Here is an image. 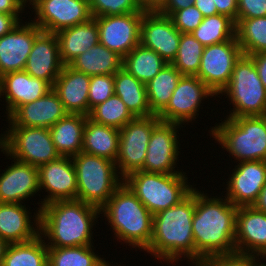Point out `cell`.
I'll return each mask as SVG.
<instances>
[{
  "label": "cell",
  "mask_w": 266,
  "mask_h": 266,
  "mask_svg": "<svg viewBox=\"0 0 266 266\" xmlns=\"http://www.w3.org/2000/svg\"><path fill=\"white\" fill-rule=\"evenodd\" d=\"M92 17L145 12L137 0H88Z\"/></svg>",
  "instance_id": "ab89813d"
},
{
  "label": "cell",
  "mask_w": 266,
  "mask_h": 266,
  "mask_svg": "<svg viewBox=\"0 0 266 266\" xmlns=\"http://www.w3.org/2000/svg\"><path fill=\"white\" fill-rule=\"evenodd\" d=\"M25 7L19 0H0V13L3 14H22Z\"/></svg>",
  "instance_id": "c3c4849f"
},
{
  "label": "cell",
  "mask_w": 266,
  "mask_h": 266,
  "mask_svg": "<svg viewBox=\"0 0 266 266\" xmlns=\"http://www.w3.org/2000/svg\"><path fill=\"white\" fill-rule=\"evenodd\" d=\"M119 129L93 122L87 118L82 151L116 161L119 148Z\"/></svg>",
  "instance_id": "f1b7e54d"
},
{
  "label": "cell",
  "mask_w": 266,
  "mask_h": 266,
  "mask_svg": "<svg viewBox=\"0 0 266 266\" xmlns=\"http://www.w3.org/2000/svg\"><path fill=\"white\" fill-rule=\"evenodd\" d=\"M31 19L42 31H58L82 24L92 17L88 0H39L32 6Z\"/></svg>",
  "instance_id": "5bb4252c"
},
{
  "label": "cell",
  "mask_w": 266,
  "mask_h": 266,
  "mask_svg": "<svg viewBox=\"0 0 266 266\" xmlns=\"http://www.w3.org/2000/svg\"><path fill=\"white\" fill-rule=\"evenodd\" d=\"M7 156L39 167L60 157L49 128L8 126Z\"/></svg>",
  "instance_id": "30bf717a"
},
{
  "label": "cell",
  "mask_w": 266,
  "mask_h": 266,
  "mask_svg": "<svg viewBox=\"0 0 266 266\" xmlns=\"http://www.w3.org/2000/svg\"><path fill=\"white\" fill-rule=\"evenodd\" d=\"M59 45V57L63 65H69L80 54L99 43L98 25L94 18L62 29L55 33Z\"/></svg>",
  "instance_id": "4316f807"
},
{
  "label": "cell",
  "mask_w": 266,
  "mask_h": 266,
  "mask_svg": "<svg viewBox=\"0 0 266 266\" xmlns=\"http://www.w3.org/2000/svg\"><path fill=\"white\" fill-rule=\"evenodd\" d=\"M139 6L145 11H158L166 0H137Z\"/></svg>",
  "instance_id": "816d5d0a"
},
{
  "label": "cell",
  "mask_w": 266,
  "mask_h": 266,
  "mask_svg": "<svg viewBox=\"0 0 266 266\" xmlns=\"http://www.w3.org/2000/svg\"><path fill=\"white\" fill-rule=\"evenodd\" d=\"M160 121L157 115L135 117L119 129V148L115 164L123 179L142 169L153 128Z\"/></svg>",
  "instance_id": "9c48e42d"
},
{
  "label": "cell",
  "mask_w": 266,
  "mask_h": 266,
  "mask_svg": "<svg viewBox=\"0 0 266 266\" xmlns=\"http://www.w3.org/2000/svg\"><path fill=\"white\" fill-rule=\"evenodd\" d=\"M90 76L76 71L69 65H64L55 80L53 90L68 114L89 115Z\"/></svg>",
  "instance_id": "484cf974"
},
{
  "label": "cell",
  "mask_w": 266,
  "mask_h": 266,
  "mask_svg": "<svg viewBox=\"0 0 266 266\" xmlns=\"http://www.w3.org/2000/svg\"><path fill=\"white\" fill-rule=\"evenodd\" d=\"M77 179V200L101 209L124 183L114 161L85 152L72 157Z\"/></svg>",
  "instance_id": "52a82bcc"
},
{
  "label": "cell",
  "mask_w": 266,
  "mask_h": 266,
  "mask_svg": "<svg viewBox=\"0 0 266 266\" xmlns=\"http://www.w3.org/2000/svg\"><path fill=\"white\" fill-rule=\"evenodd\" d=\"M51 89L53 87L48 82L32 77L25 70L4 74L0 77V98L6 102V118L21 105L43 97Z\"/></svg>",
  "instance_id": "44dd1931"
},
{
  "label": "cell",
  "mask_w": 266,
  "mask_h": 266,
  "mask_svg": "<svg viewBox=\"0 0 266 266\" xmlns=\"http://www.w3.org/2000/svg\"><path fill=\"white\" fill-rule=\"evenodd\" d=\"M27 209L25 204L0 203V237L9 244L28 242L39 235L40 210L32 216Z\"/></svg>",
  "instance_id": "d4e9b609"
},
{
  "label": "cell",
  "mask_w": 266,
  "mask_h": 266,
  "mask_svg": "<svg viewBox=\"0 0 266 266\" xmlns=\"http://www.w3.org/2000/svg\"><path fill=\"white\" fill-rule=\"evenodd\" d=\"M87 118L86 115L67 114L49 128L52 141L60 156L73 157L82 152Z\"/></svg>",
  "instance_id": "83f0119b"
},
{
  "label": "cell",
  "mask_w": 266,
  "mask_h": 266,
  "mask_svg": "<svg viewBox=\"0 0 266 266\" xmlns=\"http://www.w3.org/2000/svg\"><path fill=\"white\" fill-rule=\"evenodd\" d=\"M215 2L218 14L226 15L237 20L238 3L237 0H212Z\"/></svg>",
  "instance_id": "7dc6e473"
},
{
  "label": "cell",
  "mask_w": 266,
  "mask_h": 266,
  "mask_svg": "<svg viewBox=\"0 0 266 266\" xmlns=\"http://www.w3.org/2000/svg\"><path fill=\"white\" fill-rule=\"evenodd\" d=\"M8 135L7 130H5L3 133L0 134V150L1 153L5 154L7 156V149H8Z\"/></svg>",
  "instance_id": "db71d44e"
},
{
  "label": "cell",
  "mask_w": 266,
  "mask_h": 266,
  "mask_svg": "<svg viewBox=\"0 0 266 266\" xmlns=\"http://www.w3.org/2000/svg\"><path fill=\"white\" fill-rule=\"evenodd\" d=\"M89 113L93 107L106 101L114 94V75L90 76Z\"/></svg>",
  "instance_id": "b9f144b4"
},
{
  "label": "cell",
  "mask_w": 266,
  "mask_h": 266,
  "mask_svg": "<svg viewBox=\"0 0 266 266\" xmlns=\"http://www.w3.org/2000/svg\"><path fill=\"white\" fill-rule=\"evenodd\" d=\"M9 246V243L0 237V265H2L3 258L6 254V250Z\"/></svg>",
  "instance_id": "11a10c76"
},
{
  "label": "cell",
  "mask_w": 266,
  "mask_h": 266,
  "mask_svg": "<svg viewBox=\"0 0 266 266\" xmlns=\"http://www.w3.org/2000/svg\"><path fill=\"white\" fill-rule=\"evenodd\" d=\"M42 30L31 20L20 22L11 32L0 37V77L23 71L35 38Z\"/></svg>",
  "instance_id": "d6986e66"
},
{
  "label": "cell",
  "mask_w": 266,
  "mask_h": 266,
  "mask_svg": "<svg viewBox=\"0 0 266 266\" xmlns=\"http://www.w3.org/2000/svg\"><path fill=\"white\" fill-rule=\"evenodd\" d=\"M220 94L233 105L227 118L262 116L266 111V89L250 56L239 58L228 85Z\"/></svg>",
  "instance_id": "ba28073f"
},
{
  "label": "cell",
  "mask_w": 266,
  "mask_h": 266,
  "mask_svg": "<svg viewBox=\"0 0 266 266\" xmlns=\"http://www.w3.org/2000/svg\"><path fill=\"white\" fill-rule=\"evenodd\" d=\"M63 66L55 33L42 31L35 38L24 70L32 77L42 79L53 87Z\"/></svg>",
  "instance_id": "603a6c76"
},
{
  "label": "cell",
  "mask_w": 266,
  "mask_h": 266,
  "mask_svg": "<svg viewBox=\"0 0 266 266\" xmlns=\"http://www.w3.org/2000/svg\"><path fill=\"white\" fill-rule=\"evenodd\" d=\"M243 55L237 38L204 46L197 77L217 96L228 85L236 62Z\"/></svg>",
  "instance_id": "7c38bea8"
},
{
  "label": "cell",
  "mask_w": 266,
  "mask_h": 266,
  "mask_svg": "<svg viewBox=\"0 0 266 266\" xmlns=\"http://www.w3.org/2000/svg\"><path fill=\"white\" fill-rule=\"evenodd\" d=\"M220 121L209 130L210 136L236 163L266 161V123L262 116L226 117Z\"/></svg>",
  "instance_id": "5b68a950"
},
{
  "label": "cell",
  "mask_w": 266,
  "mask_h": 266,
  "mask_svg": "<svg viewBox=\"0 0 266 266\" xmlns=\"http://www.w3.org/2000/svg\"><path fill=\"white\" fill-rule=\"evenodd\" d=\"M263 261H266V258L259 255L234 252L209 257L196 266H260Z\"/></svg>",
  "instance_id": "60d3db41"
},
{
  "label": "cell",
  "mask_w": 266,
  "mask_h": 266,
  "mask_svg": "<svg viewBox=\"0 0 266 266\" xmlns=\"http://www.w3.org/2000/svg\"><path fill=\"white\" fill-rule=\"evenodd\" d=\"M170 18L180 33H191L200 25L204 16L197 7L191 5L188 8L175 11Z\"/></svg>",
  "instance_id": "7bdbcfd3"
},
{
  "label": "cell",
  "mask_w": 266,
  "mask_h": 266,
  "mask_svg": "<svg viewBox=\"0 0 266 266\" xmlns=\"http://www.w3.org/2000/svg\"><path fill=\"white\" fill-rule=\"evenodd\" d=\"M2 266H48V247L43 238L9 244Z\"/></svg>",
  "instance_id": "836d02e7"
},
{
  "label": "cell",
  "mask_w": 266,
  "mask_h": 266,
  "mask_svg": "<svg viewBox=\"0 0 266 266\" xmlns=\"http://www.w3.org/2000/svg\"><path fill=\"white\" fill-rule=\"evenodd\" d=\"M253 59L258 76L266 89V52L250 55Z\"/></svg>",
  "instance_id": "681fc988"
},
{
  "label": "cell",
  "mask_w": 266,
  "mask_h": 266,
  "mask_svg": "<svg viewBox=\"0 0 266 266\" xmlns=\"http://www.w3.org/2000/svg\"><path fill=\"white\" fill-rule=\"evenodd\" d=\"M181 76L182 74L168 63L146 84L148 104L154 115H158L167 106Z\"/></svg>",
  "instance_id": "d6a6232c"
},
{
  "label": "cell",
  "mask_w": 266,
  "mask_h": 266,
  "mask_svg": "<svg viewBox=\"0 0 266 266\" xmlns=\"http://www.w3.org/2000/svg\"><path fill=\"white\" fill-rule=\"evenodd\" d=\"M226 182L225 197L235 206H252L266 183V161L236 163Z\"/></svg>",
  "instance_id": "ac0fdd59"
},
{
  "label": "cell",
  "mask_w": 266,
  "mask_h": 266,
  "mask_svg": "<svg viewBox=\"0 0 266 266\" xmlns=\"http://www.w3.org/2000/svg\"><path fill=\"white\" fill-rule=\"evenodd\" d=\"M260 266H266V262L264 261V263H262Z\"/></svg>",
  "instance_id": "91938a15"
},
{
  "label": "cell",
  "mask_w": 266,
  "mask_h": 266,
  "mask_svg": "<svg viewBox=\"0 0 266 266\" xmlns=\"http://www.w3.org/2000/svg\"><path fill=\"white\" fill-rule=\"evenodd\" d=\"M191 34L203 46L226 42L236 37V23L226 15L215 14L204 17Z\"/></svg>",
  "instance_id": "e575fe53"
},
{
  "label": "cell",
  "mask_w": 266,
  "mask_h": 266,
  "mask_svg": "<svg viewBox=\"0 0 266 266\" xmlns=\"http://www.w3.org/2000/svg\"><path fill=\"white\" fill-rule=\"evenodd\" d=\"M196 206V187L179 204L153 215L152 237L144 250L156 259L168 264L182 258L195 266V246L192 220ZM162 260V261H161Z\"/></svg>",
  "instance_id": "7a4b0ae2"
},
{
  "label": "cell",
  "mask_w": 266,
  "mask_h": 266,
  "mask_svg": "<svg viewBox=\"0 0 266 266\" xmlns=\"http://www.w3.org/2000/svg\"><path fill=\"white\" fill-rule=\"evenodd\" d=\"M208 97L221 98L197 76L182 75L167 106L157 116L163 122L191 123L199 116L201 103Z\"/></svg>",
  "instance_id": "8fae6325"
},
{
  "label": "cell",
  "mask_w": 266,
  "mask_h": 266,
  "mask_svg": "<svg viewBox=\"0 0 266 266\" xmlns=\"http://www.w3.org/2000/svg\"><path fill=\"white\" fill-rule=\"evenodd\" d=\"M7 159L13 163L0 173V203L24 204L40 192L38 167Z\"/></svg>",
  "instance_id": "ffe728a7"
},
{
  "label": "cell",
  "mask_w": 266,
  "mask_h": 266,
  "mask_svg": "<svg viewBox=\"0 0 266 266\" xmlns=\"http://www.w3.org/2000/svg\"><path fill=\"white\" fill-rule=\"evenodd\" d=\"M236 38L243 55L266 52V16L236 20Z\"/></svg>",
  "instance_id": "d590c367"
},
{
  "label": "cell",
  "mask_w": 266,
  "mask_h": 266,
  "mask_svg": "<svg viewBox=\"0 0 266 266\" xmlns=\"http://www.w3.org/2000/svg\"><path fill=\"white\" fill-rule=\"evenodd\" d=\"M188 181L186 173L162 174L142 170L124 178L127 187L153 215L184 200L196 186Z\"/></svg>",
  "instance_id": "8992f818"
},
{
  "label": "cell",
  "mask_w": 266,
  "mask_h": 266,
  "mask_svg": "<svg viewBox=\"0 0 266 266\" xmlns=\"http://www.w3.org/2000/svg\"><path fill=\"white\" fill-rule=\"evenodd\" d=\"M39 0H19V2L25 7L30 9L31 11V7L30 6H33L34 4H36ZM28 3V4H27Z\"/></svg>",
  "instance_id": "9f6ffc18"
},
{
  "label": "cell",
  "mask_w": 266,
  "mask_h": 266,
  "mask_svg": "<svg viewBox=\"0 0 266 266\" xmlns=\"http://www.w3.org/2000/svg\"><path fill=\"white\" fill-rule=\"evenodd\" d=\"M193 5L198 8L204 17L218 14L215 2L212 0H195Z\"/></svg>",
  "instance_id": "f907efd6"
},
{
  "label": "cell",
  "mask_w": 266,
  "mask_h": 266,
  "mask_svg": "<svg viewBox=\"0 0 266 266\" xmlns=\"http://www.w3.org/2000/svg\"><path fill=\"white\" fill-rule=\"evenodd\" d=\"M88 118L95 123L121 129L135 117L127 109L120 97L113 94L106 101L93 107Z\"/></svg>",
  "instance_id": "74e56055"
},
{
  "label": "cell",
  "mask_w": 266,
  "mask_h": 266,
  "mask_svg": "<svg viewBox=\"0 0 266 266\" xmlns=\"http://www.w3.org/2000/svg\"><path fill=\"white\" fill-rule=\"evenodd\" d=\"M237 19L266 16V0H237Z\"/></svg>",
  "instance_id": "ee69618b"
},
{
  "label": "cell",
  "mask_w": 266,
  "mask_h": 266,
  "mask_svg": "<svg viewBox=\"0 0 266 266\" xmlns=\"http://www.w3.org/2000/svg\"><path fill=\"white\" fill-rule=\"evenodd\" d=\"M167 64L155 51L139 44L123 58L122 68L146 85Z\"/></svg>",
  "instance_id": "1f68e13d"
},
{
  "label": "cell",
  "mask_w": 266,
  "mask_h": 266,
  "mask_svg": "<svg viewBox=\"0 0 266 266\" xmlns=\"http://www.w3.org/2000/svg\"><path fill=\"white\" fill-rule=\"evenodd\" d=\"M262 117H263V119H264V121H265V123H266V111H265V113L262 115Z\"/></svg>",
  "instance_id": "680465c9"
},
{
  "label": "cell",
  "mask_w": 266,
  "mask_h": 266,
  "mask_svg": "<svg viewBox=\"0 0 266 266\" xmlns=\"http://www.w3.org/2000/svg\"><path fill=\"white\" fill-rule=\"evenodd\" d=\"M100 214L99 208L77 199L45 204L40 209L39 235L48 248L94 245L92 230Z\"/></svg>",
  "instance_id": "3957f363"
},
{
  "label": "cell",
  "mask_w": 266,
  "mask_h": 266,
  "mask_svg": "<svg viewBox=\"0 0 266 266\" xmlns=\"http://www.w3.org/2000/svg\"><path fill=\"white\" fill-rule=\"evenodd\" d=\"M194 2L195 0H166L158 12L170 17L175 11L188 8L193 5Z\"/></svg>",
  "instance_id": "bcb514c9"
},
{
  "label": "cell",
  "mask_w": 266,
  "mask_h": 266,
  "mask_svg": "<svg viewBox=\"0 0 266 266\" xmlns=\"http://www.w3.org/2000/svg\"><path fill=\"white\" fill-rule=\"evenodd\" d=\"M204 46L191 34L181 33L176 58L171 63L182 75L196 76Z\"/></svg>",
  "instance_id": "f35d334b"
},
{
  "label": "cell",
  "mask_w": 266,
  "mask_h": 266,
  "mask_svg": "<svg viewBox=\"0 0 266 266\" xmlns=\"http://www.w3.org/2000/svg\"><path fill=\"white\" fill-rule=\"evenodd\" d=\"M94 250L93 245L48 248V266H100L106 258Z\"/></svg>",
  "instance_id": "8d00e7d4"
},
{
  "label": "cell",
  "mask_w": 266,
  "mask_h": 266,
  "mask_svg": "<svg viewBox=\"0 0 266 266\" xmlns=\"http://www.w3.org/2000/svg\"><path fill=\"white\" fill-rule=\"evenodd\" d=\"M144 12L94 17L99 43L124 58L140 44V25Z\"/></svg>",
  "instance_id": "9a60e30c"
},
{
  "label": "cell",
  "mask_w": 266,
  "mask_h": 266,
  "mask_svg": "<svg viewBox=\"0 0 266 266\" xmlns=\"http://www.w3.org/2000/svg\"><path fill=\"white\" fill-rule=\"evenodd\" d=\"M252 206L258 211L266 213V183Z\"/></svg>",
  "instance_id": "f5cc1de1"
},
{
  "label": "cell",
  "mask_w": 266,
  "mask_h": 266,
  "mask_svg": "<svg viewBox=\"0 0 266 266\" xmlns=\"http://www.w3.org/2000/svg\"><path fill=\"white\" fill-rule=\"evenodd\" d=\"M237 210L225 196L212 197L196 188L192 220L195 266L209 257L235 252Z\"/></svg>",
  "instance_id": "6da1fadb"
},
{
  "label": "cell",
  "mask_w": 266,
  "mask_h": 266,
  "mask_svg": "<svg viewBox=\"0 0 266 266\" xmlns=\"http://www.w3.org/2000/svg\"><path fill=\"white\" fill-rule=\"evenodd\" d=\"M114 232V239L137 251L149 246L152 237L153 214L123 183L100 209ZM116 236V237H115ZM123 241V242H122ZM129 244V245H128Z\"/></svg>",
  "instance_id": "277c9868"
},
{
  "label": "cell",
  "mask_w": 266,
  "mask_h": 266,
  "mask_svg": "<svg viewBox=\"0 0 266 266\" xmlns=\"http://www.w3.org/2000/svg\"><path fill=\"white\" fill-rule=\"evenodd\" d=\"M67 114L58 94L51 89L43 97L21 105L6 121L8 126L51 128Z\"/></svg>",
  "instance_id": "cb8c5ba5"
},
{
  "label": "cell",
  "mask_w": 266,
  "mask_h": 266,
  "mask_svg": "<svg viewBox=\"0 0 266 266\" xmlns=\"http://www.w3.org/2000/svg\"><path fill=\"white\" fill-rule=\"evenodd\" d=\"M235 252L266 258V213L239 206L236 214Z\"/></svg>",
  "instance_id": "7402d4cb"
},
{
  "label": "cell",
  "mask_w": 266,
  "mask_h": 266,
  "mask_svg": "<svg viewBox=\"0 0 266 266\" xmlns=\"http://www.w3.org/2000/svg\"><path fill=\"white\" fill-rule=\"evenodd\" d=\"M123 58L98 43L75 58L69 66L88 76L114 75L122 68Z\"/></svg>",
  "instance_id": "f546056e"
},
{
  "label": "cell",
  "mask_w": 266,
  "mask_h": 266,
  "mask_svg": "<svg viewBox=\"0 0 266 266\" xmlns=\"http://www.w3.org/2000/svg\"><path fill=\"white\" fill-rule=\"evenodd\" d=\"M23 14H3L0 13V37L11 32L23 20Z\"/></svg>",
  "instance_id": "f6af8a7d"
},
{
  "label": "cell",
  "mask_w": 266,
  "mask_h": 266,
  "mask_svg": "<svg viewBox=\"0 0 266 266\" xmlns=\"http://www.w3.org/2000/svg\"><path fill=\"white\" fill-rule=\"evenodd\" d=\"M181 33L169 16L158 11H145L140 25V44L155 51L167 63L176 58Z\"/></svg>",
  "instance_id": "e0dca14e"
},
{
  "label": "cell",
  "mask_w": 266,
  "mask_h": 266,
  "mask_svg": "<svg viewBox=\"0 0 266 266\" xmlns=\"http://www.w3.org/2000/svg\"><path fill=\"white\" fill-rule=\"evenodd\" d=\"M111 263H113V261L110 262L109 260L107 261V260L105 259V260L101 263L100 266H117V265H115V263H114V264H111ZM118 266H121V265L119 264ZM123 266H124V265H123Z\"/></svg>",
  "instance_id": "6f0895ef"
},
{
  "label": "cell",
  "mask_w": 266,
  "mask_h": 266,
  "mask_svg": "<svg viewBox=\"0 0 266 266\" xmlns=\"http://www.w3.org/2000/svg\"><path fill=\"white\" fill-rule=\"evenodd\" d=\"M114 94L120 97L134 117L154 115L148 104L146 85L123 68L114 74Z\"/></svg>",
  "instance_id": "4dcf8cb0"
},
{
  "label": "cell",
  "mask_w": 266,
  "mask_h": 266,
  "mask_svg": "<svg viewBox=\"0 0 266 266\" xmlns=\"http://www.w3.org/2000/svg\"><path fill=\"white\" fill-rule=\"evenodd\" d=\"M40 192L45 189L48 195L41 199L38 210L45 204L56 201L77 199L76 170L69 156H60L58 159L42 164L38 167Z\"/></svg>",
  "instance_id": "2e32d148"
},
{
  "label": "cell",
  "mask_w": 266,
  "mask_h": 266,
  "mask_svg": "<svg viewBox=\"0 0 266 266\" xmlns=\"http://www.w3.org/2000/svg\"><path fill=\"white\" fill-rule=\"evenodd\" d=\"M178 123L160 121L154 128L148 143L142 171L176 174L185 173L175 169L179 162L180 140ZM178 129V130H177ZM178 133V134H177Z\"/></svg>",
  "instance_id": "4fadbf2b"
}]
</instances>
